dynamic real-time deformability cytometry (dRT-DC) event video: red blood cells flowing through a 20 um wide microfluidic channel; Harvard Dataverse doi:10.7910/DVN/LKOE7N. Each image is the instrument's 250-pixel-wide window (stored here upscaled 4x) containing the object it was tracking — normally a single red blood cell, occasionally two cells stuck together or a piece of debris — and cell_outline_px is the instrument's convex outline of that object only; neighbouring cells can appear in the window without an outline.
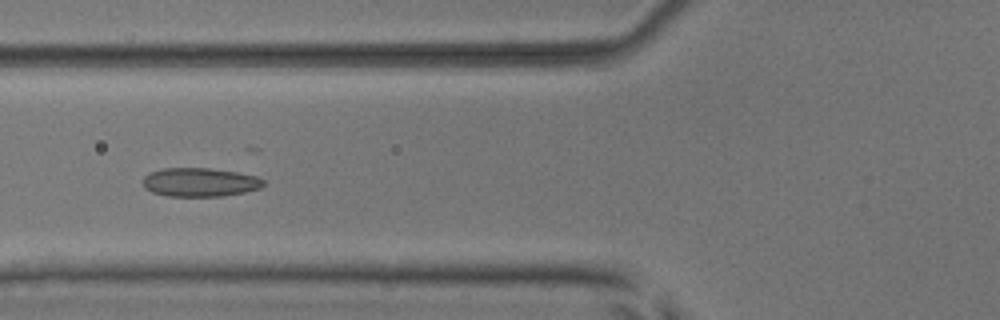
{"species": "common noctule bat (a hibernating species)", "species_latin": "Nyctalus noctula", "temperature_condition": "room temperature", "stored_images_in_passage": 8, "camera_frame_rate_fps": 3000, "um_per_image_px": 0.085, "animal": {"sex": "male", "body_mass_g": 17.9, "forearm_length_mm": 54.2}, "frame": {"image": 1, "passage_image": 5, "time_ms": 4.667, "image_size_px": [1000, 320], "cell_outline_px": [[264, 184], [260, 188], [244, 192], [224, 196], [168, 196], [152, 192], [144, 188], [144, 176], [148, 172], [164, 168], [208, 168], [236, 172], [256, 176], [264, 180]], "centroid_in_image_um": [16.97, 15.49], "position_along_channel_um": 108.8, "area_um2": 20.17}}
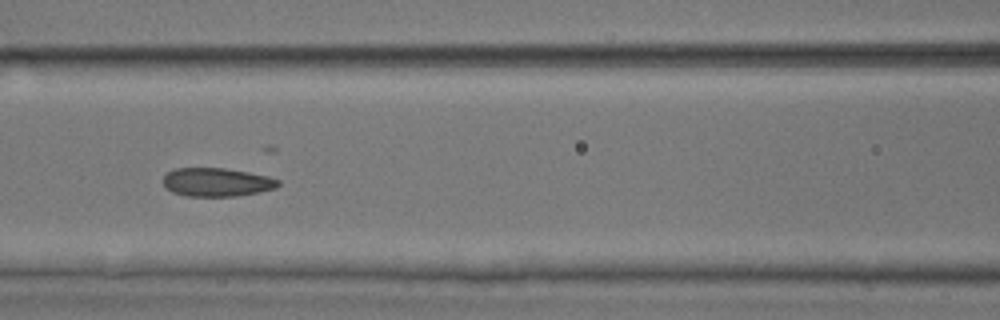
{"frame": {"image": 2, "passage_image": 6, "time_ms": 5.667, "image_size_px": [1000, 320], "cell_outline_px": [[280, 184], [276, 188], [260, 192], [236, 196], [184, 196], [172, 192], [164, 188], [164, 176], [168, 172], [176, 168], [224, 168], [248, 172], [268, 176], [280, 180]], "centroid_in_image_um": [18.43, 15.49], "position_along_channel_um": 148.2, "area_um2": 19.25}}
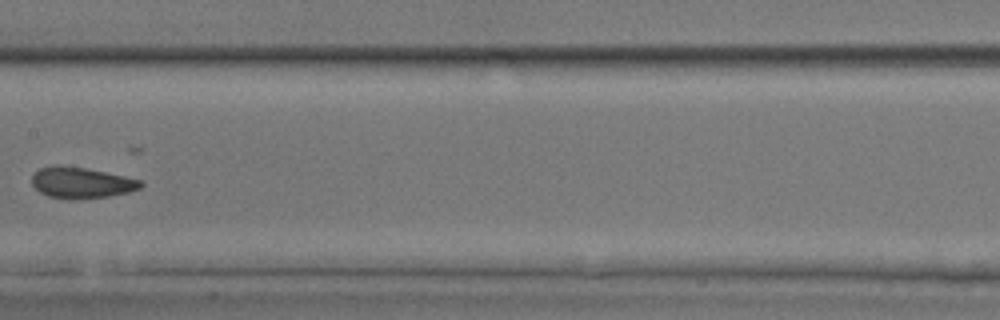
{"frame": {"image": 3, "passage_image": 7, "time_ms": 7.0, "image_size_px": [1000, 320], "cell_outline_px": [[144, 184], [140, 188], [128, 192], [108, 196], [68, 200], [48, 196], [40, 192], [32, 184], [32, 176], [40, 168], [52, 164], [60, 164], [88, 168], [140, 180]], "centroid_in_image_um": [6.87, 15.52], "position_along_channel_um": 200.5, "area_um2": 19.77}}